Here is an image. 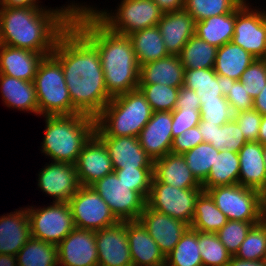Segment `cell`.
Masks as SVG:
<instances>
[{
    "label": "cell",
    "mask_w": 266,
    "mask_h": 266,
    "mask_svg": "<svg viewBox=\"0 0 266 266\" xmlns=\"http://www.w3.org/2000/svg\"><path fill=\"white\" fill-rule=\"evenodd\" d=\"M52 54L60 61L73 107L96 118L112 97L106 90L97 48L71 24Z\"/></svg>",
    "instance_id": "1"
},
{
    "label": "cell",
    "mask_w": 266,
    "mask_h": 266,
    "mask_svg": "<svg viewBox=\"0 0 266 266\" xmlns=\"http://www.w3.org/2000/svg\"><path fill=\"white\" fill-rule=\"evenodd\" d=\"M79 3L62 7L0 8V32L3 45L28 49L44 56L52 54L62 33L72 24Z\"/></svg>",
    "instance_id": "2"
},
{
    "label": "cell",
    "mask_w": 266,
    "mask_h": 266,
    "mask_svg": "<svg viewBox=\"0 0 266 266\" xmlns=\"http://www.w3.org/2000/svg\"><path fill=\"white\" fill-rule=\"evenodd\" d=\"M72 24L97 48L106 90L112 98L138 88L140 66L128 36L110 31L81 3Z\"/></svg>",
    "instance_id": "3"
},
{
    "label": "cell",
    "mask_w": 266,
    "mask_h": 266,
    "mask_svg": "<svg viewBox=\"0 0 266 266\" xmlns=\"http://www.w3.org/2000/svg\"><path fill=\"white\" fill-rule=\"evenodd\" d=\"M42 117L46 124L41 153L53 162L75 164L86 142L95 133L96 118L82 113Z\"/></svg>",
    "instance_id": "4"
},
{
    "label": "cell",
    "mask_w": 266,
    "mask_h": 266,
    "mask_svg": "<svg viewBox=\"0 0 266 266\" xmlns=\"http://www.w3.org/2000/svg\"><path fill=\"white\" fill-rule=\"evenodd\" d=\"M153 110L139 88L113 97L96 117L97 136L138 137Z\"/></svg>",
    "instance_id": "5"
},
{
    "label": "cell",
    "mask_w": 266,
    "mask_h": 266,
    "mask_svg": "<svg viewBox=\"0 0 266 266\" xmlns=\"http://www.w3.org/2000/svg\"><path fill=\"white\" fill-rule=\"evenodd\" d=\"M33 82L38 99V116L79 113L72 105L60 61L53 54L41 60Z\"/></svg>",
    "instance_id": "6"
},
{
    "label": "cell",
    "mask_w": 266,
    "mask_h": 266,
    "mask_svg": "<svg viewBox=\"0 0 266 266\" xmlns=\"http://www.w3.org/2000/svg\"><path fill=\"white\" fill-rule=\"evenodd\" d=\"M110 31L119 35L153 27L161 20L163 12L153 0H121L117 9L104 10L85 5Z\"/></svg>",
    "instance_id": "7"
},
{
    "label": "cell",
    "mask_w": 266,
    "mask_h": 266,
    "mask_svg": "<svg viewBox=\"0 0 266 266\" xmlns=\"http://www.w3.org/2000/svg\"><path fill=\"white\" fill-rule=\"evenodd\" d=\"M49 206H29L27 212L31 236L58 245L74 228V220L68 202H51Z\"/></svg>",
    "instance_id": "8"
},
{
    "label": "cell",
    "mask_w": 266,
    "mask_h": 266,
    "mask_svg": "<svg viewBox=\"0 0 266 266\" xmlns=\"http://www.w3.org/2000/svg\"><path fill=\"white\" fill-rule=\"evenodd\" d=\"M91 187L107 203L119 222L138 220L146 207V199L139 192L131 190L115 172L107 174Z\"/></svg>",
    "instance_id": "9"
},
{
    "label": "cell",
    "mask_w": 266,
    "mask_h": 266,
    "mask_svg": "<svg viewBox=\"0 0 266 266\" xmlns=\"http://www.w3.org/2000/svg\"><path fill=\"white\" fill-rule=\"evenodd\" d=\"M202 191L203 188L180 189L161 183L153 177L146 204L190 227L195 203Z\"/></svg>",
    "instance_id": "10"
},
{
    "label": "cell",
    "mask_w": 266,
    "mask_h": 266,
    "mask_svg": "<svg viewBox=\"0 0 266 266\" xmlns=\"http://www.w3.org/2000/svg\"><path fill=\"white\" fill-rule=\"evenodd\" d=\"M251 7L245 0L235 10V28L231 42L256 59H266V10Z\"/></svg>",
    "instance_id": "11"
},
{
    "label": "cell",
    "mask_w": 266,
    "mask_h": 266,
    "mask_svg": "<svg viewBox=\"0 0 266 266\" xmlns=\"http://www.w3.org/2000/svg\"><path fill=\"white\" fill-rule=\"evenodd\" d=\"M68 203L75 228L97 231L119 222L91 186H80Z\"/></svg>",
    "instance_id": "12"
},
{
    "label": "cell",
    "mask_w": 266,
    "mask_h": 266,
    "mask_svg": "<svg viewBox=\"0 0 266 266\" xmlns=\"http://www.w3.org/2000/svg\"><path fill=\"white\" fill-rule=\"evenodd\" d=\"M228 220L259 222L258 191L240 184L207 190Z\"/></svg>",
    "instance_id": "13"
},
{
    "label": "cell",
    "mask_w": 266,
    "mask_h": 266,
    "mask_svg": "<svg viewBox=\"0 0 266 266\" xmlns=\"http://www.w3.org/2000/svg\"><path fill=\"white\" fill-rule=\"evenodd\" d=\"M38 187L53 202H68L80 188L75 164L66 162L46 163L38 173Z\"/></svg>",
    "instance_id": "14"
},
{
    "label": "cell",
    "mask_w": 266,
    "mask_h": 266,
    "mask_svg": "<svg viewBox=\"0 0 266 266\" xmlns=\"http://www.w3.org/2000/svg\"><path fill=\"white\" fill-rule=\"evenodd\" d=\"M58 266H98L95 231L74 228L58 245Z\"/></svg>",
    "instance_id": "15"
},
{
    "label": "cell",
    "mask_w": 266,
    "mask_h": 266,
    "mask_svg": "<svg viewBox=\"0 0 266 266\" xmlns=\"http://www.w3.org/2000/svg\"><path fill=\"white\" fill-rule=\"evenodd\" d=\"M75 167L81 186H91L107 174L114 172L106 146L95 133L81 150Z\"/></svg>",
    "instance_id": "16"
},
{
    "label": "cell",
    "mask_w": 266,
    "mask_h": 266,
    "mask_svg": "<svg viewBox=\"0 0 266 266\" xmlns=\"http://www.w3.org/2000/svg\"><path fill=\"white\" fill-rule=\"evenodd\" d=\"M98 266H133L124 222L95 231Z\"/></svg>",
    "instance_id": "17"
},
{
    "label": "cell",
    "mask_w": 266,
    "mask_h": 266,
    "mask_svg": "<svg viewBox=\"0 0 266 266\" xmlns=\"http://www.w3.org/2000/svg\"><path fill=\"white\" fill-rule=\"evenodd\" d=\"M138 220L156 241L165 257L175 248L181 236L189 228L185 222L154 210L147 204Z\"/></svg>",
    "instance_id": "18"
},
{
    "label": "cell",
    "mask_w": 266,
    "mask_h": 266,
    "mask_svg": "<svg viewBox=\"0 0 266 266\" xmlns=\"http://www.w3.org/2000/svg\"><path fill=\"white\" fill-rule=\"evenodd\" d=\"M140 146L153 160L162 158L171 152L172 136V113L167 111L153 112L152 117L139 136Z\"/></svg>",
    "instance_id": "19"
},
{
    "label": "cell",
    "mask_w": 266,
    "mask_h": 266,
    "mask_svg": "<svg viewBox=\"0 0 266 266\" xmlns=\"http://www.w3.org/2000/svg\"><path fill=\"white\" fill-rule=\"evenodd\" d=\"M106 146L114 170L119 168H153V160L140 146L138 137L98 136Z\"/></svg>",
    "instance_id": "20"
},
{
    "label": "cell",
    "mask_w": 266,
    "mask_h": 266,
    "mask_svg": "<svg viewBox=\"0 0 266 266\" xmlns=\"http://www.w3.org/2000/svg\"><path fill=\"white\" fill-rule=\"evenodd\" d=\"M133 266H165L166 257L139 220L125 221Z\"/></svg>",
    "instance_id": "21"
},
{
    "label": "cell",
    "mask_w": 266,
    "mask_h": 266,
    "mask_svg": "<svg viewBox=\"0 0 266 266\" xmlns=\"http://www.w3.org/2000/svg\"><path fill=\"white\" fill-rule=\"evenodd\" d=\"M157 26L169 55H179L188 40L195 35L196 21L183 9L163 13Z\"/></svg>",
    "instance_id": "22"
},
{
    "label": "cell",
    "mask_w": 266,
    "mask_h": 266,
    "mask_svg": "<svg viewBox=\"0 0 266 266\" xmlns=\"http://www.w3.org/2000/svg\"><path fill=\"white\" fill-rule=\"evenodd\" d=\"M31 237L27 208L0 216V254L16 256Z\"/></svg>",
    "instance_id": "23"
},
{
    "label": "cell",
    "mask_w": 266,
    "mask_h": 266,
    "mask_svg": "<svg viewBox=\"0 0 266 266\" xmlns=\"http://www.w3.org/2000/svg\"><path fill=\"white\" fill-rule=\"evenodd\" d=\"M153 177L161 183L180 189L202 188L182 154L169 152L153 161Z\"/></svg>",
    "instance_id": "24"
},
{
    "label": "cell",
    "mask_w": 266,
    "mask_h": 266,
    "mask_svg": "<svg viewBox=\"0 0 266 266\" xmlns=\"http://www.w3.org/2000/svg\"><path fill=\"white\" fill-rule=\"evenodd\" d=\"M44 55L28 49L2 45L0 73L25 81H34Z\"/></svg>",
    "instance_id": "25"
},
{
    "label": "cell",
    "mask_w": 266,
    "mask_h": 266,
    "mask_svg": "<svg viewBox=\"0 0 266 266\" xmlns=\"http://www.w3.org/2000/svg\"><path fill=\"white\" fill-rule=\"evenodd\" d=\"M240 170L239 184L255 190L266 186V166L263 145L257 141H247L238 152Z\"/></svg>",
    "instance_id": "26"
},
{
    "label": "cell",
    "mask_w": 266,
    "mask_h": 266,
    "mask_svg": "<svg viewBox=\"0 0 266 266\" xmlns=\"http://www.w3.org/2000/svg\"><path fill=\"white\" fill-rule=\"evenodd\" d=\"M0 93L6 107L38 115V99L33 81L0 73Z\"/></svg>",
    "instance_id": "27"
},
{
    "label": "cell",
    "mask_w": 266,
    "mask_h": 266,
    "mask_svg": "<svg viewBox=\"0 0 266 266\" xmlns=\"http://www.w3.org/2000/svg\"><path fill=\"white\" fill-rule=\"evenodd\" d=\"M184 66L178 55H169L140 65L139 84H164L181 88L184 83Z\"/></svg>",
    "instance_id": "28"
},
{
    "label": "cell",
    "mask_w": 266,
    "mask_h": 266,
    "mask_svg": "<svg viewBox=\"0 0 266 266\" xmlns=\"http://www.w3.org/2000/svg\"><path fill=\"white\" fill-rule=\"evenodd\" d=\"M255 59L239 45L229 42L217 49L214 71L227 81L239 80Z\"/></svg>",
    "instance_id": "29"
},
{
    "label": "cell",
    "mask_w": 266,
    "mask_h": 266,
    "mask_svg": "<svg viewBox=\"0 0 266 266\" xmlns=\"http://www.w3.org/2000/svg\"><path fill=\"white\" fill-rule=\"evenodd\" d=\"M128 37L139 66L169 56L157 25L135 31Z\"/></svg>",
    "instance_id": "30"
},
{
    "label": "cell",
    "mask_w": 266,
    "mask_h": 266,
    "mask_svg": "<svg viewBox=\"0 0 266 266\" xmlns=\"http://www.w3.org/2000/svg\"><path fill=\"white\" fill-rule=\"evenodd\" d=\"M227 80L215 73L214 68L185 69L183 86L196 91L200 100L225 97Z\"/></svg>",
    "instance_id": "31"
},
{
    "label": "cell",
    "mask_w": 266,
    "mask_h": 266,
    "mask_svg": "<svg viewBox=\"0 0 266 266\" xmlns=\"http://www.w3.org/2000/svg\"><path fill=\"white\" fill-rule=\"evenodd\" d=\"M235 10L196 22L195 35L217 48L231 42L234 36Z\"/></svg>",
    "instance_id": "32"
},
{
    "label": "cell",
    "mask_w": 266,
    "mask_h": 266,
    "mask_svg": "<svg viewBox=\"0 0 266 266\" xmlns=\"http://www.w3.org/2000/svg\"><path fill=\"white\" fill-rule=\"evenodd\" d=\"M240 162L237 152L220 150L207 179L202 183L203 191L216 186L239 184Z\"/></svg>",
    "instance_id": "33"
},
{
    "label": "cell",
    "mask_w": 266,
    "mask_h": 266,
    "mask_svg": "<svg viewBox=\"0 0 266 266\" xmlns=\"http://www.w3.org/2000/svg\"><path fill=\"white\" fill-rule=\"evenodd\" d=\"M228 219L216 206L207 191H202L195 203V210L190 228L201 232H218Z\"/></svg>",
    "instance_id": "34"
},
{
    "label": "cell",
    "mask_w": 266,
    "mask_h": 266,
    "mask_svg": "<svg viewBox=\"0 0 266 266\" xmlns=\"http://www.w3.org/2000/svg\"><path fill=\"white\" fill-rule=\"evenodd\" d=\"M217 49L216 46L193 35L178 56L184 69H209L214 68Z\"/></svg>",
    "instance_id": "35"
},
{
    "label": "cell",
    "mask_w": 266,
    "mask_h": 266,
    "mask_svg": "<svg viewBox=\"0 0 266 266\" xmlns=\"http://www.w3.org/2000/svg\"><path fill=\"white\" fill-rule=\"evenodd\" d=\"M16 257L18 266H58L57 245L33 237Z\"/></svg>",
    "instance_id": "36"
},
{
    "label": "cell",
    "mask_w": 266,
    "mask_h": 266,
    "mask_svg": "<svg viewBox=\"0 0 266 266\" xmlns=\"http://www.w3.org/2000/svg\"><path fill=\"white\" fill-rule=\"evenodd\" d=\"M165 266H203L197 231L190 227L185 231L175 248L166 256Z\"/></svg>",
    "instance_id": "37"
},
{
    "label": "cell",
    "mask_w": 266,
    "mask_h": 266,
    "mask_svg": "<svg viewBox=\"0 0 266 266\" xmlns=\"http://www.w3.org/2000/svg\"><path fill=\"white\" fill-rule=\"evenodd\" d=\"M219 151L210 143L203 142L182 154L192 174L201 184L207 179Z\"/></svg>",
    "instance_id": "38"
},
{
    "label": "cell",
    "mask_w": 266,
    "mask_h": 266,
    "mask_svg": "<svg viewBox=\"0 0 266 266\" xmlns=\"http://www.w3.org/2000/svg\"><path fill=\"white\" fill-rule=\"evenodd\" d=\"M203 266H227L233 257L216 233L197 231Z\"/></svg>",
    "instance_id": "39"
},
{
    "label": "cell",
    "mask_w": 266,
    "mask_h": 266,
    "mask_svg": "<svg viewBox=\"0 0 266 266\" xmlns=\"http://www.w3.org/2000/svg\"><path fill=\"white\" fill-rule=\"evenodd\" d=\"M245 0H185L184 10L187 11L196 22L212 16L231 13Z\"/></svg>",
    "instance_id": "40"
},
{
    "label": "cell",
    "mask_w": 266,
    "mask_h": 266,
    "mask_svg": "<svg viewBox=\"0 0 266 266\" xmlns=\"http://www.w3.org/2000/svg\"><path fill=\"white\" fill-rule=\"evenodd\" d=\"M233 257L248 261H265L266 225L260 222L253 224Z\"/></svg>",
    "instance_id": "41"
},
{
    "label": "cell",
    "mask_w": 266,
    "mask_h": 266,
    "mask_svg": "<svg viewBox=\"0 0 266 266\" xmlns=\"http://www.w3.org/2000/svg\"><path fill=\"white\" fill-rule=\"evenodd\" d=\"M138 88L145 95L146 101L150 104L153 112L175 109L179 88L162 84H139Z\"/></svg>",
    "instance_id": "42"
},
{
    "label": "cell",
    "mask_w": 266,
    "mask_h": 266,
    "mask_svg": "<svg viewBox=\"0 0 266 266\" xmlns=\"http://www.w3.org/2000/svg\"><path fill=\"white\" fill-rule=\"evenodd\" d=\"M246 142L237 122L231 120L215 128L214 141L210 144L218 150L226 149L238 153Z\"/></svg>",
    "instance_id": "43"
},
{
    "label": "cell",
    "mask_w": 266,
    "mask_h": 266,
    "mask_svg": "<svg viewBox=\"0 0 266 266\" xmlns=\"http://www.w3.org/2000/svg\"><path fill=\"white\" fill-rule=\"evenodd\" d=\"M256 223L258 222L228 220L216 234L227 251L234 256L245 240L248 231Z\"/></svg>",
    "instance_id": "44"
},
{
    "label": "cell",
    "mask_w": 266,
    "mask_h": 266,
    "mask_svg": "<svg viewBox=\"0 0 266 266\" xmlns=\"http://www.w3.org/2000/svg\"><path fill=\"white\" fill-rule=\"evenodd\" d=\"M200 104L201 121H208L221 126L234 120L235 112L226 100V97L200 100Z\"/></svg>",
    "instance_id": "45"
},
{
    "label": "cell",
    "mask_w": 266,
    "mask_h": 266,
    "mask_svg": "<svg viewBox=\"0 0 266 266\" xmlns=\"http://www.w3.org/2000/svg\"><path fill=\"white\" fill-rule=\"evenodd\" d=\"M114 172L119 179L130 186L131 190L139 192L147 200L153 178V168H119Z\"/></svg>",
    "instance_id": "46"
},
{
    "label": "cell",
    "mask_w": 266,
    "mask_h": 266,
    "mask_svg": "<svg viewBox=\"0 0 266 266\" xmlns=\"http://www.w3.org/2000/svg\"><path fill=\"white\" fill-rule=\"evenodd\" d=\"M239 81L254 99L266 86V59H255L242 73Z\"/></svg>",
    "instance_id": "47"
},
{
    "label": "cell",
    "mask_w": 266,
    "mask_h": 266,
    "mask_svg": "<svg viewBox=\"0 0 266 266\" xmlns=\"http://www.w3.org/2000/svg\"><path fill=\"white\" fill-rule=\"evenodd\" d=\"M246 91L239 80L226 82L224 94L235 113L253 109V98Z\"/></svg>",
    "instance_id": "48"
},
{
    "label": "cell",
    "mask_w": 266,
    "mask_h": 266,
    "mask_svg": "<svg viewBox=\"0 0 266 266\" xmlns=\"http://www.w3.org/2000/svg\"><path fill=\"white\" fill-rule=\"evenodd\" d=\"M234 120L239 125L247 141H257L262 115L255 109L235 113Z\"/></svg>",
    "instance_id": "49"
},
{
    "label": "cell",
    "mask_w": 266,
    "mask_h": 266,
    "mask_svg": "<svg viewBox=\"0 0 266 266\" xmlns=\"http://www.w3.org/2000/svg\"><path fill=\"white\" fill-rule=\"evenodd\" d=\"M200 109H174L172 113V136L180 135L185 130L198 126L201 121Z\"/></svg>",
    "instance_id": "50"
},
{
    "label": "cell",
    "mask_w": 266,
    "mask_h": 266,
    "mask_svg": "<svg viewBox=\"0 0 266 266\" xmlns=\"http://www.w3.org/2000/svg\"><path fill=\"white\" fill-rule=\"evenodd\" d=\"M203 142L204 139L199 131V127L194 126L173 138L171 152L175 154H183Z\"/></svg>",
    "instance_id": "51"
},
{
    "label": "cell",
    "mask_w": 266,
    "mask_h": 266,
    "mask_svg": "<svg viewBox=\"0 0 266 266\" xmlns=\"http://www.w3.org/2000/svg\"><path fill=\"white\" fill-rule=\"evenodd\" d=\"M200 106V97L196 94V91L184 86L179 88L175 109H200Z\"/></svg>",
    "instance_id": "52"
},
{
    "label": "cell",
    "mask_w": 266,
    "mask_h": 266,
    "mask_svg": "<svg viewBox=\"0 0 266 266\" xmlns=\"http://www.w3.org/2000/svg\"><path fill=\"white\" fill-rule=\"evenodd\" d=\"M163 13L181 11L185 7V0H153Z\"/></svg>",
    "instance_id": "53"
},
{
    "label": "cell",
    "mask_w": 266,
    "mask_h": 266,
    "mask_svg": "<svg viewBox=\"0 0 266 266\" xmlns=\"http://www.w3.org/2000/svg\"><path fill=\"white\" fill-rule=\"evenodd\" d=\"M198 127L204 142L211 143L214 141L215 128L219 127V125L212 124L208 121H200Z\"/></svg>",
    "instance_id": "54"
},
{
    "label": "cell",
    "mask_w": 266,
    "mask_h": 266,
    "mask_svg": "<svg viewBox=\"0 0 266 266\" xmlns=\"http://www.w3.org/2000/svg\"><path fill=\"white\" fill-rule=\"evenodd\" d=\"M39 0H2V6L6 7H38L47 9V7L39 4Z\"/></svg>",
    "instance_id": "55"
},
{
    "label": "cell",
    "mask_w": 266,
    "mask_h": 266,
    "mask_svg": "<svg viewBox=\"0 0 266 266\" xmlns=\"http://www.w3.org/2000/svg\"><path fill=\"white\" fill-rule=\"evenodd\" d=\"M259 222L266 225V186L258 190Z\"/></svg>",
    "instance_id": "56"
},
{
    "label": "cell",
    "mask_w": 266,
    "mask_h": 266,
    "mask_svg": "<svg viewBox=\"0 0 266 266\" xmlns=\"http://www.w3.org/2000/svg\"><path fill=\"white\" fill-rule=\"evenodd\" d=\"M253 109L258 111L262 116L266 115V86L263 90L253 99Z\"/></svg>",
    "instance_id": "57"
},
{
    "label": "cell",
    "mask_w": 266,
    "mask_h": 266,
    "mask_svg": "<svg viewBox=\"0 0 266 266\" xmlns=\"http://www.w3.org/2000/svg\"><path fill=\"white\" fill-rule=\"evenodd\" d=\"M227 266H266L265 261H248V260H241L235 257L231 258V261L227 264Z\"/></svg>",
    "instance_id": "58"
},
{
    "label": "cell",
    "mask_w": 266,
    "mask_h": 266,
    "mask_svg": "<svg viewBox=\"0 0 266 266\" xmlns=\"http://www.w3.org/2000/svg\"><path fill=\"white\" fill-rule=\"evenodd\" d=\"M0 266H18L17 257L7 254H0Z\"/></svg>",
    "instance_id": "59"
},
{
    "label": "cell",
    "mask_w": 266,
    "mask_h": 266,
    "mask_svg": "<svg viewBox=\"0 0 266 266\" xmlns=\"http://www.w3.org/2000/svg\"><path fill=\"white\" fill-rule=\"evenodd\" d=\"M257 142L266 144V115L262 116Z\"/></svg>",
    "instance_id": "60"
},
{
    "label": "cell",
    "mask_w": 266,
    "mask_h": 266,
    "mask_svg": "<svg viewBox=\"0 0 266 266\" xmlns=\"http://www.w3.org/2000/svg\"><path fill=\"white\" fill-rule=\"evenodd\" d=\"M263 158L266 166V144L263 145Z\"/></svg>",
    "instance_id": "61"
},
{
    "label": "cell",
    "mask_w": 266,
    "mask_h": 266,
    "mask_svg": "<svg viewBox=\"0 0 266 266\" xmlns=\"http://www.w3.org/2000/svg\"><path fill=\"white\" fill-rule=\"evenodd\" d=\"M2 45H3V43H2L1 32H0V48H1Z\"/></svg>",
    "instance_id": "62"
}]
</instances>
